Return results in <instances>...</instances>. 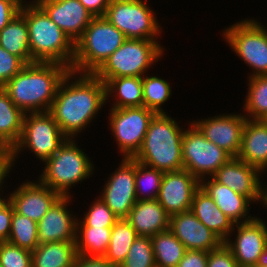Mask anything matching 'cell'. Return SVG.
<instances>
[{
  "instance_id": "cell-1",
  "label": "cell",
  "mask_w": 267,
  "mask_h": 267,
  "mask_svg": "<svg viewBox=\"0 0 267 267\" xmlns=\"http://www.w3.org/2000/svg\"><path fill=\"white\" fill-rule=\"evenodd\" d=\"M105 106V84L92 73L70 70L61 81L48 112L67 138L80 141L79 136L88 131L85 129L101 116Z\"/></svg>"
},
{
  "instance_id": "cell-2",
  "label": "cell",
  "mask_w": 267,
  "mask_h": 267,
  "mask_svg": "<svg viewBox=\"0 0 267 267\" xmlns=\"http://www.w3.org/2000/svg\"><path fill=\"white\" fill-rule=\"evenodd\" d=\"M69 71L67 66L59 63L27 64L2 88L24 114L48 112Z\"/></svg>"
},
{
  "instance_id": "cell-3",
  "label": "cell",
  "mask_w": 267,
  "mask_h": 267,
  "mask_svg": "<svg viewBox=\"0 0 267 267\" xmlns=\"http://www.w3.org/2000/svg\"><path fill=\"white\" fill-rule=\"evenodd\" d=\"M178 122L171 113H158L151 119L143 144L133 158L142 164L163 172L184 169L182 136L191 120Z\"/></svg>"
},
{
  "instance_id": "cell-4",
  "label": "cell",
  "mask_w": 267,
  "mask_h": 267,
  "mask_svg": "<svg viewBox=\"0 0 267 267\" xmlns=\"http://www.w3.org/2000/svg\"><path fill=\"white\" fill-rule=\"evenodd\" d=\"M29 33V49L34 62L59 63L70 70L75 43L58 27L39 5L21 6Z\"/></svg>"
},
{
  "instance_id": "cell-5",
  "label": "cell",
  "mask_w": 267,
  "mask_h": 267,
  "mask_svg": "<svg viewBox=\"0 0 267 267\" xmlns=\"http://www.w3.org/2000/svg\"><path fill=\"white\" fill-rule=\"evenodd\" d=\"M85 152L77 139L67 138L58 151L41 165L44 167L39 170L37 179L61 196L74 197V187L93 177L97 171L94 159Z\"/></svg>"
},
{
  "instance_id": "cell-6",
  "label": "cell",
  "mask_w": 267,
  "mask_h": 267,
  "mask_svg": "<svg viewBox=\"0 0 267 267\" xmlns=\"http://www.w3.org/2000/svg\"><path fill=\"white\" fill-rule=\"evenodd\" d=\"M164 47L161 40L127 38L93 74L104 84L111 78L143 77L167 54Z\"/></svg>"
},
{
  "instance_id": "cell-7",
  "label": "cell",
  "mask_w": 267,
  "mask_h": 267,
  "mask_svg": "<svg viewBox=\"0 0 267 267\" xmlns=\"http://www.w3.org/2000/svg\"><path fill=\"white\" fill-rule=\"evenodd\" d=\"M126 39L105 17H94L75 42L71 71L93 74Z\"/></svg>"
},
{
  "instance_id": "cell-8",
  "label": "cell",
  "mask_w": 267,
  "mask_h": 267,
  "mask_svg": "<svg viewBox=\"0 0 267 267\" xmlns=\"http://www.w3.org/2000/svg\"><path fill=\"white\" fill-rule=\"evenodd\" d=\"M258 20L248 16L223 27L220 32L231 52L249 67L247 78L267 75V30Z\"/></svg>"
},
{
  "instance_id": "cell-9",
  "label": "cell",
  "mask_w": 267,
  "mask_h": 267,
  "mask_svg": "<svg viewBox=\"0 0 267 267\" xmlns=\"http://www.w3.org/2000/svg\"><path fill=\"white\" fill-rule=\"evenodd\" d=\"M66 139L49 112L25 113L21 138L11 150L13 170L19 158L27 152L43 164Z\"/></svg>"
},
{
  "instance_id": "cell-10",
  "label": "cell",
  "mask_w": 267,
  "mask_h": 267,
  "mask_svg": "<svg viewBox=\"0 0 267 267\" xmlns=\"http://www.w3.org/2000/svg\"><path fill=\"white\" fill-rule=\"evenodd\" d=\"M150 0H110L104 17L126 38L161 40L164 26ZM150 5V6H149ZM162 26V27H161Z\"/></svg>"
},
{
  "instance_id": "cell-11",
  "label": "cell",
  "mask_w": 267,
  "mask_h": 267,
  "mask_svg": "<svg viewBox=\"0 0 267 267\" xmlns=\"http://www.w3.org/2000/svg\"><path fill=\"white\" fill-rule=\"evenodd\" d=\"M108 128L120 158H134L139 152L151 119L156 114L144 106L109 108Z\"/></svg>"
},
{
  "instance_id": "cell-12",
  "label": "cell",
  "mask_w": 267,
  "mask_h": 267,
  "mask_svg": "<svg viewBox=\"0 0 267 267\" xmlns=\"http://www.w3.org/2000/svg\"><path fill=\"white\" fill-rule=\"evenodd\" d=\"M182 158L184 169L200 181L212 177L232 156L205 138L191 122L182 136Z\"/></svg>"
},
{
  "instance_id": "cell-13",
  "label": "cell",
  "mask_w": 267,
  "mask_h": 267,
  "mask_svg": "<svg viewBox=\"0 0 267 267\" xmlns=\"http://www.w3.org/2000/svg\"><path fill=\"white\" fill-rule=\"evenodd\" d=\"M117 168L104 179L98 196L119 218L126 219L135 205V159L120 158Z\"/></svg>"
},
{
  "instance_id": "cell-14",
  "label": "cell",
  "mask_w": 267,
  "mask_h": 267,
  "mask_svg": "<svg viewBox=\"0 0 267 267\" xmlns=\"http://www.w3.org/2000/svg\"><path fill=\"white\" fill-rule=\"evenodd\" d=\"M267 218L256 216L251 221L234 224L224 244L231 250L240 267L256 266L267 243Z\"/></svg>"
},
{
  "instance_id": "cell-15",
  "label": "cell",
  "mask_w": 267,
  "mask_h": 267,
  "mask_svg": "<svg viewBox=\"0 0 267 267\" xmlns=\"http://www.w3.org/2000/svg\"><path fill=\"white\" fill-rule=\"evenodd\" d=\"M247 118L240 113H217L191 122L210 142L237 157L241 149L242 132Z\"/></svg>"
},
{
  "instance_id": "cell-16",
  "label": "cell",
  "mask_w": 267,
  "mask_h": 267,
  "mask_svg": "<svg viewBox=\"0 0 267 267\" xmlns=\"http://www.w3.org/2000/svg\"><path fill=\"white\" fill-rule=\"evenodd\" d=\"M217 182L247 197L253 205L262 202V191L267 180L258 168L249 165L237 157H232L212 176ZM266 177V179H265Z\"/></svg>"
},
{
  "instance_id": "cell-17",
  "label": "cell",
  "mask_w": 267,
  "mask_h": 267,
  "mask_svg": "<svg viewBox=\"0 0 267 267\" xmlns=\"http://www.w3.org/2000/svg\"><path fill=\"white\" fill-rule=\"evenodd\" d=\"M23 180L16 188L8 190L6 197L14 211L39 222L53 204L61 197L59 193L43 185L37 178Z\"/></svg>"
},
{
  "instance_id": "cell-18",
  "label": "cell",
  "mask_w": 267,
  "mask_h": 267,
  "mask_svg": "<svg viewBox=\"0 0 267 267\" xmlns=\"http://www.w3.org/2000/svg\"><path fill=\"white\" fill-rule=\"evenodd\" d=\"M73 198L61 196L37 223L39 244L76 241L78 214L71 211Z\"/></svg>"
},
{
  "instance_id": "cell-19",
  "label": "cell",
  "mask_w": 267,
  "mask_h": 267,
  "mask_svg": "<svg viewBox=\"0 0 267 267\" xmlns=\"http://www.w3.org/2000/svg\"><path fill=\"white\" fill-rule=\"evenodd\" d=\"M200 181L185 169L164 172L158 202L172 215L190 211L195 191Z\"/></svg>"
},
{
  "instance_id": "cell-20",
  "label": "cell",
  "mask_w": 267,
  "mask_h": 267,
  "mask_svg": "<svg viewBox=\"0 0 267 267\" xmlns=\"http://www.w3.org/2000/svg\"><path fill=\"white\" fill-rule=\"evenodd\" d=\"M39 6L74 43L94 18L79 0H45Z\"/></svg>"
},
{
  "instance_id": "cell-21",
  "label": "cell",
  "mask_w": 267,
  "mask_h": 267,
  "mask_svg": "<svg viewBox=\"0 0 267 267\" xmlns=\"http://www.w3.org/2000/svg\"><path fill=\"white\" fill-rule=\"evenodd\" d=\"M169 230L182 242L187 250L209 252L217 249L223 241L208 229L192 211L170 217Z\"/></svg>"
},
{
  "instance_id": "cell-22",
  "label": "cell",
  "mask_w": 267,
  "mask_h": 267,
  "mask_svg": "<svg viewBox=\"0 0 267 267\" xmlns=\"http://www.w3.org/2000/svg\"><path fill=\"white\" fill-rule=\"evenodd\" d=\"M200 187L214 200L218 208L234 224L251 221L257 216V214H251L253 203L247 197L217 182L213 177L200 180Z\"/></svg>"
},
{
  "instance_id": "cell-23",
  "label": "cell",
  "mask_w": 267,
  "mask_h": 267,
  "mask_svg": "<svg viewBox=\"0 0 267 267\" xmlns=\"http://www.w3.org/2000/svg\"><path fill=\"white\" fill-rule=\"evenodd\" d=\"M237 158L267 176V120H246Z\"/></svg>"
},
{
  "instance_id": "cell-24",
  "label": "cell",
  "mask_w": 267,
  "mask_h": 267,
  "mask_svg": "<svg viewBox=\"0 0 267 267\" xmlns=\"http://www.w3.org/2000/svg\"><path fill=\"white\" fill-rule=\"evenodd\" d=\"M126 220L138 236H155L169 229L170 216L158 200L136 201Z\"/></svg>"
},
{
  "instance_id": "cell-25",
  "label": "cell",
  "mask_w": 267,
  "mask_h": 267,
  "mask_svg": "<svg viewBox=\"0 0 267 267\" xmlns=\"http://www.w3.org/2000/svg\"><path fill=\"white\" fill-rule=\"evenodd\" d=\"M190 210L223 242L233 230V221L218 208L214 200L201 187L194 193Z\"/></svg>"
},
{
  "instance_id": "cell-26",
  "label": "cell",
  "mask_w": 267,
  "mask_h": 267,
  "mask_svg": "<svg viewBox=\"0 0 267 267\" xmlns=\"http://www.w3.org/2000/svg\"><path fill=\"white\" fill-rule=\"evenodd\" d=\"M105 89L106 105L110 108L143 106L142 77L111 78L105 83Z\"/></svg>"
},
{
  "instance_id": "cell-27",
  "label": "cell",
  "mask_w": 267,
  "mask_h": 267,
  "mask_svg": "<svg viewBox=\"0 0 267 267\" xmlns=\"http://www.w3.org/2000/svg\"><path fill=\"white\" fill-rule=\"evenodd\" d=\"M76 241L39 244L32 251V267H74Z\"/></svg>"
},
{
  "instance_id": "cell-28",
  "label": "cell",
  "mask_w": 267,
  "mask_h": 267,
  "mask_svg": "<svg viewBox=\"0 0 267 267\" xmlns=\"http://www.w3.org/2000/svg\"><path fill=\"white\" fill-rule=\"evenodd\" d=\"M24 113L0 87V147L12 150L22 135Z\"/></svg>"
},
{
  "instance_id": "cell-29",
  "label": "cell",
  "mask_w": 267,
  "mask_h": 267,
  "mask_svg": "<svg viewBox=\"0 0 267 267\" xmlns=\"http://www.w3.org/2000/svg\"><path fill=\"white\" fill-rule=\"evenodd\" d=\"M0 46L26 65L35 63L31 59L27 23L21 12L0 31Z\"/></svg>"
},
{
  "instance_id": "cell-30",
  "label": "cell",
  "mask_w": 267,
  "mask_h": 267,
  "mask_svg": "<svg viewBox=\"0 0 267 267\" xmlns=\"http://www.w3.org/2000/svg\"><path fill=\"white\" fill-rule=\"evenodd\" d=\"M246 79L248 88L240 110L247 119L267 120V75Z\"/></svg>"
},
{
  "instance_id": "cell-31",
  "label": "cell",
  "mask_w": 267,
  "mask_h": 267,
  "mask_svg": "<svg viewBox=\"0 0 267 267\" xmlns=\"http://www.w3.org/2000/svg\"><path fill=\"white\" fill-rule=\"evenodd\" d=\"M111 232L112 227L77 226V254L84 256H104L109 247Z\"/></svg>"
},
{
  "instance_id": "cell-32",
  "label": "cell",
  "mask_w": 267,
  "mask_h": 267,
  "mask_svg": "<svg viewBox=\"0 0 267 267\" xmlns=\"http://www.w3.org/2000/svg\"><path fill=\"white\" fill-rule=\"evenodd\" d=\"M137 237L136 231L126 219H118L112 227L109 247L104 255L105 259L111 265L119 267Z\"/></svg>"
},
{
  "instance_id": "cell-33",
  "label": "cell",
  "mask_w": 267,
  "mask_h": 267,
  "mask_svg": "<svg viewBox=\"0 0 267 267\" xmlns=\"http://www.w3.org/2000/svg\"><path fill=\"white\" fill-rule=\"evenodd\" d=\"M151 241L156 267H177L187 250L169 229L152 236Z\"/></svg>"
},
{
  "instance_id": "cell-34",
  "label": "cell",
  "mask_w": 267,
  "mask_h": 267,
  "mask_svg": "<svg viewBox=\"0 0 267 267\" xmlns=\"http://www.w3.org/2000/svg\"><path fill=\"white\" fill-rule=\"evenodd\" d=\"M152 75V76H151ZM142 77L143 106L158 113H169L164 110L165 103L172 97V84L166 78L151 73Z\"/></svg>"
},
{
  "instance_id": "cell-35",
  "label": "cell",
  "mask_w": 267,
  "mask_h": 267,
  "mask_svg": "<svg viewBox=\"0 0 267 267\" xmlns=\"http://www.w3.org/2000/svg\"><path fill=\"white\" fill-rule=\"evenodd\" d=\"M163 176V171L135 160V191L137 201L156 200Z\"/></svg>"
},
{
  "instance_id": "cell-36",
  "label": "cell",
  "mask_w": 267,
  "mask_h": 267,
  "mask_svg": "<svg viewBox=\"0 0 267 267\" xmlns=\"http://www.w3.org/2000/svg\"><path fill=\"white\" fill-rule=\"evenodd\" d=\"M37 222L13 211L8 242L20 248L33 251L38 245Z\"/></svg>"
},
{
  "instance_id": "cell-37",
  "label": "cell",
  "mask_w": 267,
  "mask_h": 267,
  "mask_svg": "<svg viewBox=\"0 0 267 267\" xmlns=\"http://www.w3.org/2000/svg\"><path fill=\"white\" fill-rule=\"evenodd\" d=\"M93 199L91 205L87 204L89 206L87 211H83V215L78 213L77 226L113 227L119 218L98 195Z\"/></svg>"
},
{
  "instance_id": "cell-38",
  "label": "cell",
  "mask_w": 267,
  "mask_h": 267,
  "mask_svg": "<svg viewBox=\"0 0 267 267\" xmlns=\"http://www.w3.org/2000/svg\"><path fill=\"white\" fill-rule=\"evenodd\" d=\"M119 267H156L151 237L138 236Z\"/></svg>"
},
{
  "instance_id": "cell-39",
  "label": "cell",
  "mask_w": 267,
  "mask_h": 267,
  "mask_svg": "<svg viewBox=\"0 0 267 267\" xmlns=\"http://www.w3.org/2000/svg\"><path fill=\"white\" fill-rule=\"evenodd\" d=\"M0 265L2 267H32V252L8 241L1 242Z\"/></svg>"
},
{
  "instance_id": "cell-40",
  "label": "cell",
  "mask_w": 267,
  "mask_h": 267,
  "mask_svg": "<svg viewBox=\"0 0 267 267\" xmlns=\"http://www.w3.org/2000/svg\"><path fill=\"white\" fill-rule=\"evenodd\" d=\"M26 64L0 46V87L20 72Z\"/></svg>"
},
{
  "instance_id": "cell-41",
  "label": "cell",
  "mask_w": 267,
  "mask_h": 267,
  "mask_svg": "<svg viewBox=\"0 0 267 267\" xmlns=\"http://www.w3.org/2000/svg\"><path fill=\"white\" fill-rule=\"evenodd\" d=\"M207 267H240L231 250L224 242L214 250L208 252Z\"/></svg>"
},
{
  "instance_id": "cell-42",
  "label": "cell",
  "mask_w": 267,
  "mask_h": 267,
  "mask_svg": "<svg viewBox=\"0 0 267 267\" xmlns=\"http://www.w3.org/2000/svg\"><path fill=\"white\" fill-rule=\"evenodd\" d=\"M14 208L6 195L0 198V243L7 241L10 236L11 219Z\"/></svg>"
},
{
  "instance_id": "cell-43",
  "label": "cell",
  "mask_w": 267,
  "mask_h": 267,
  "mask_svg": "<svg viewBox=\"0 0 267 267\" xmlns=\"http://www.w3.org/2000/svg\"><path fill=\"white\" fill-rule=\"evenodd\" d=\"M12 171H14L15 173V170H13L12 166L11 150L0 147V198L6 195V188L9 187L8 183L6 182L8 178L10 179V177L12 176L10 175L12 174Z\"/></svg>"
},
{
  "instance_id": "cell-44",
  "label": "cell",
  "mask_w": 267,
  "mask_h": 267,
  "mask_svg": "<svg viewBox=\"0 0 267 267\" xmlns=\"http://www.w3.org/2000/svg\"><path fill=\"white\" fill-rule=\"evenodd\" d=\"M208 252L202 250H186L177 267H207Z\"/></svg>"
},
{
  "instance_id": "cell-45",
  "label": "cell",
  "mask_w": 267,
  "mask_h": 267,
  "mask_svg": "<svg viewBox=\"0 0 267 267\" xmlns=\"http://www.w3.org/2000/svg\"><path fill=\"white\" fill-rule=\"evenodd\" d=\"M20 9L16 0H0V31L20 13Z\"/></svg>"
},
{
  "instance_id": "cell-46",
  "label": "cell",
  "mask_w": 267,
  "mask_h": 267,
  "mask_svg": "<svg viewBox=\"0 0 267 267\" xmlns=\"http://www.w3.org/2000/svg\"><path fill=\"white\" fill-rule=\"evenodd\" d=\"M74 267H115L104 256L78 255Z\"/></svg>"
},
{
  "instance_id": "cell-47",
  "label": "cell",
  "mask_w": 267,
  "mask_h": 267,
  "mask_svg": "<svg viewBox=\"0 0 267 267\" xmlns=\"http://www.w3.org/2000/svg\"><path fill=\"white\" fill-rule=\"evenodd\" d=\"M93 17H104L110 0H79Z\"/></svg>"
},
{
  "instance_id": "cell-48",
  "label": "cell",
  "mask_w": 267,
  "mask_h": 267,
  "mask_svg": "<svg viewBox=\"0 0 267 267\" xmlns=\"http://www.w3.org/2000/svg\"><path fill=\"white\" fill-rule=\"evenodd\" d=\"M256 266L267 267V243L264 246L263 253L259 256Z\"/></svg>"
},
{
  "instance_id": "cell-49",
  "label": "cell",
  "mask_w": 267,
  "mask_h": 267,
  "mask_svg": "<svg viewBox=\"0 0 267 267\" xmlns=\"http://www.w3.org/2000/svg\"><path fill=\"white\" fill-rule=\"evenodd\" d=\"M260 206L264 207L265 210L267 211V180L265 181V184H264V187H263L262 202H261Z\"/></svg>"
},
{
  "instance_id": "cell-50",
  "label": "cell",
  "mask_w": 267,
  "mask_h": 267,
  "mask_svg": "<svg viewBox=\"0 0 267 267\" xmlns=\"http://www.w3.org/2000/svg\"><path fill=\"white\" fill-rule=\"evenodd\" d=\"M21 6L26 5H39L41 2L45 0H16Z\"/></svg>"
},
{
  "instance_id": "cell-51",
  "label": "cell",
  "mask_w": 267,
  "mask_h": 267,
  "mask_svg": "<svg viewBox=\"0 0 267 267\" xmlns=\"http://www.w3.org/2000/svg\"><path fill=\"white\" fill-rule=\"evenodd\" d=\"M263 26H264V27L266 28V30H267V27H266V26H267V23L263 24Z\"/></svg>"
}]
</instances>
